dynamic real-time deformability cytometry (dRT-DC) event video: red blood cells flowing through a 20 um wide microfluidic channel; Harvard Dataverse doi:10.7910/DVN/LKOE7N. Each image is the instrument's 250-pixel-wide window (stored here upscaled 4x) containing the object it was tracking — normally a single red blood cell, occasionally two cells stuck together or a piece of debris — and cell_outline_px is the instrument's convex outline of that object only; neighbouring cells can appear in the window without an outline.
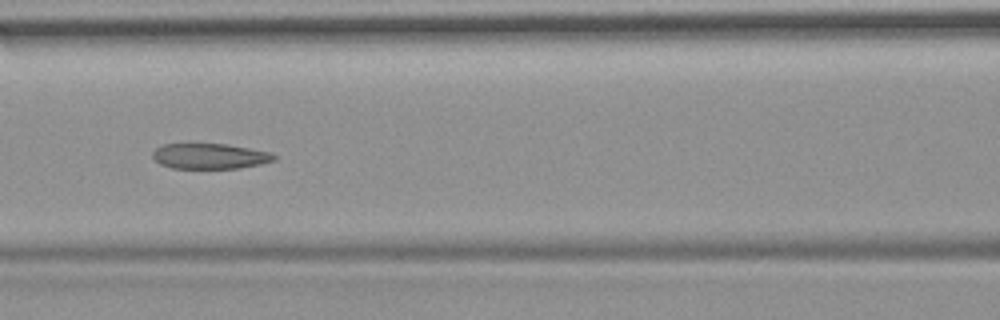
{"species": "common noctule bat (a hibernating species)", "species_latin": "Nyctalus noctula", "temperature_condition": "room temperature", "stored_images_in_passage": 55, "camera_frame_rate_fps": 3000, "um_per_image_px": 0.085, "animal": {"sex": "female", "body_mass_g": 19.9}, "frame": {"image": 1, "passage_image": 24, "time_ms": 7.667, "image_size_px": [1000, 320], "cell_outline_px": [[276, 160], [260, 164], [240, 168], [172, 168], [160, 164], [152, 156], [152, 152], [160, 144], [228, 144], [272, 152], [276, 156]], "centroid_in_image_um": [17.85, 13.27], "position_along_channel_um": 148.8, "area_um2": 18.09}, "authors_computed_cell_mechanics": {"area_um2": 20.519, "velocity_mm_per_s": 3.6891, "shape_relaxation_time_tau1_ms": null, "shape_relaxation_time_tau2_ms": 2.2603, "deformation_change_tau1": null, "deformation_change_tau2": 0.0865}}